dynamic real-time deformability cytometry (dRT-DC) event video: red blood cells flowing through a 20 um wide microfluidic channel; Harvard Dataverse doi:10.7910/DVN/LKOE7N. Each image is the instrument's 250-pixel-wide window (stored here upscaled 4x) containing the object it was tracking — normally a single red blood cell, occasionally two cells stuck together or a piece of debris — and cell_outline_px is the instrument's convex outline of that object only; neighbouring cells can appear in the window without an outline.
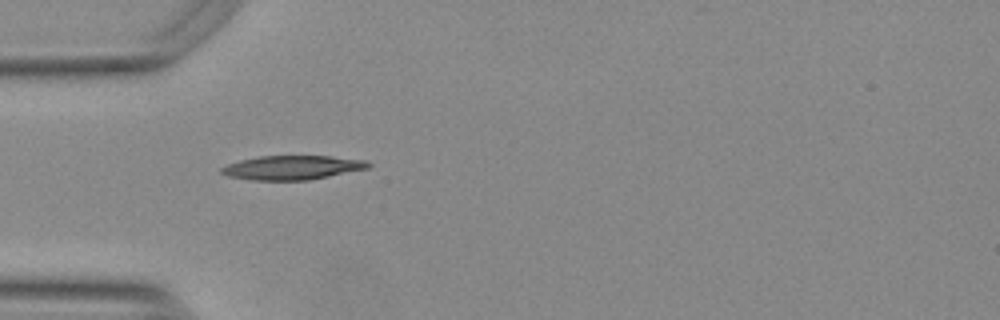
{"species": "Egyptian fruit bat (a non-hibernating species)", "species_latin": "Rousettus aegyptiacus", "temperature_condition": "warm", "stored_images_in_passage": 35, "camera_frame_rate_fps": 3000, "um_per_image_px": 0.085, "animal": {"sex": "female"}, "frame": {"image": 1, "passage_image": 1, "time_ms": 0.0, "image_size_px": [1000, 320], "cell_outline_px": [[372, 164], [368, 168], [308, 180], [252, 180], [228, 176], [220, 172], [220, 168], [228, 164], [240, 160], [256, 156], [328, 156], [364, 160]], "centroid_in_image_um": [24.8, 14.24], "position_along_channel_um": 60.2, "area_um2": 20.46}}
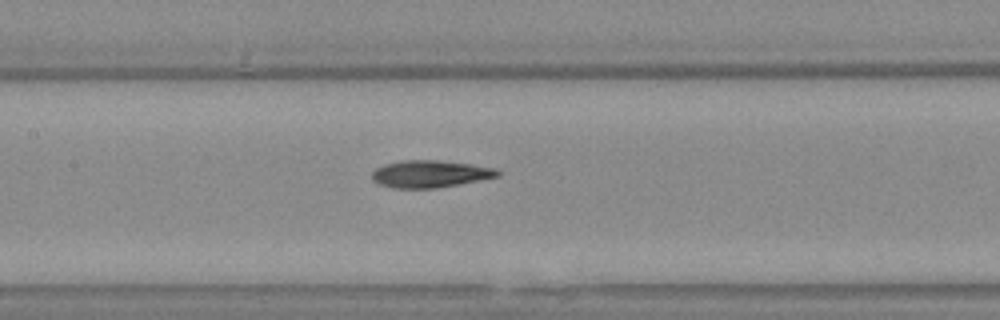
{"frame": {"image": 2, "passage_image": 10, "time_ms": 3.0, "image_size_px": [1000, 320], "cell_outline_px": [[500, 176], [480, 180], [436, 188], [392, 188], [380, 184], [372, 180], [372, 172], [376, 168], [384, 164], [400, 160], [436, 160], [472, 164], [496, 168], [500, 172]], "centroid_in_image_um": [36.55, 14.78], "position_along_channel_um": 170.9, "area_um2": 19.94}}
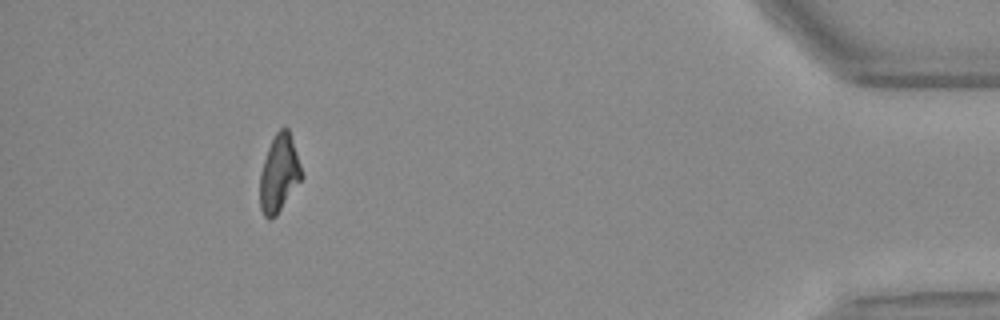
{"frame": {"image": 3, "passage_image": 34, "time_ms": 11.0, "image_size_px": [1000, 320], "cell_outline_px": [[304, 176], [276, 216], [272, 220], [268, 220], [264, 216], [260, 208], [260, 172], [268, 148], [276, 132], [280, 128], [288, 128]], "centroid_in_image_um": [23.72, 14.79], "position_along_channel_um": 411.5, "area_um2": 18.67}}